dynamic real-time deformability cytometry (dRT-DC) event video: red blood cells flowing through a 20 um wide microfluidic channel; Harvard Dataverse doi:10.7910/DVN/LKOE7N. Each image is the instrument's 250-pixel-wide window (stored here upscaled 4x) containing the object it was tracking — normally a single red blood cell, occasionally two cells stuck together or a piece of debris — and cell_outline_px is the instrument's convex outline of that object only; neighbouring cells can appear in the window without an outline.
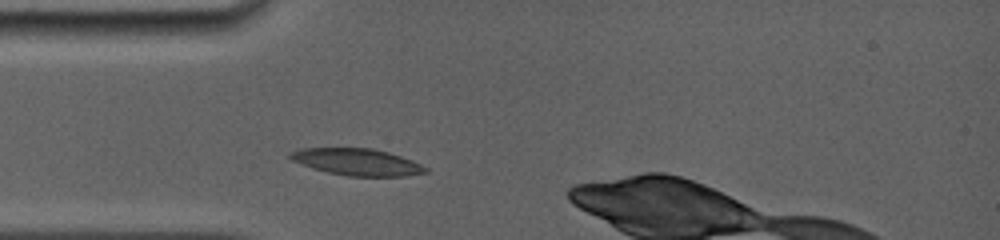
{"species": "common noctule bat (a hibernating species)", "species_latin": "Nyctalus noctula", "temperature_condition": "room temperature", "stored_images_in_passage": 5, "camera_frame_rate_fps": 5000, "um_per_image_px": 0.085, "animal": {"sex": "female", "body_mass_g": 19.0, "forearm_length_mm": 56.7}, "frame": {"image": 1, "passage_image": 4, "time_ms": 1.6, "image_size_px": [1000, 240], "cell_outline_px": [[428, 172], [408, 176], [348, 176], [328, 172], [312, 168], [292, 160], [288, 156], [288, 152], [300, 148], [372, 148], [388, 152], [412, 160], [428, 168]], "centroid_in_image_um": [30.34, 13.76], "position_along_channel_um": 54.7, "area_um2": 21.15}}
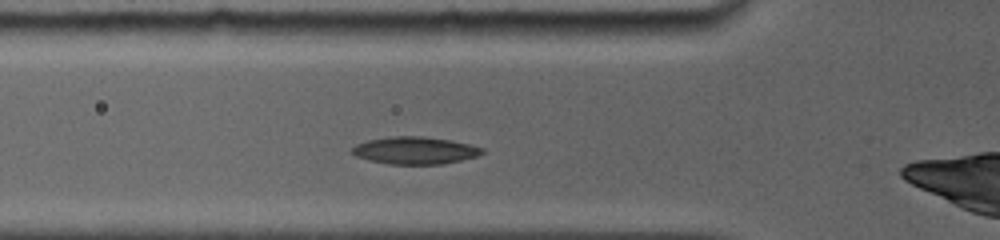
{"frame": {"image": 2, "passage_image": 5, "time_ms": 2.6, "image_size_px": [1000, 240], "cell_outline_px": [[484, 152], [476, 156], [444, 164], [388, 164], [368, 160], [356, 156], [352, 152], [352, 148], [356, 144], [368, 140], [392, 136], [424, 136], [448, 140], [468, 144], [484, 148]], "centroid_in_image_um": [35.25, 12.79], "position_along_channel_um": 90.5, "area_um2": 20.58}}